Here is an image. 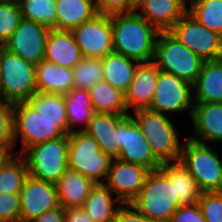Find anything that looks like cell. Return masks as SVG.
Returning <instances> with one entry per match:
<instances>
[{"instance_id": "6da1fadb", "label": "cell", "mask_w": 222, "mask_h": 222, "mask_svg": "<svg viewBox=\"0 0 222 222\" xmlns=\"http://www.w3.org/2000/svg\"><path fill=\"white\" fill-rule=\"evenodd\" d=\"M113 51L138 62L153 61L159 30L136 11L111 15Z\"/></svg>"}, {"instance_id": "7a4b0ae2", "label": "cell", "mask_w": 222, "mask_h": 222, "mask_svg": "<svg viewBox=\"0 0 222 222\" xmlns=\"http://www.w3.org/2000/svg\"><path fill=\"white\" fill-rule=\"evenodd\" d=\"M129 204L152 222H170L181 206L175 196L174 182L160 169L150 171L141 191Z\"/></svg>"}, {"instance_id": "3957f363", "label": "cell", "mask_w": 222, "mask_h": 222, "mask_svg": "<svg viewBox=\"0 0 222 222\" xmlns=\"http://www.w3.org/2000/svg\"><path fill=\"white\" fill-rule=\"evenodd\" d=\"M132 113L133 116H130L146 137L153 155L161 163L180 159L182 145L178 137L179 132L166 114L150 109H138Z\"/></svg>"}, {"instance_id": "277c9868", "label": "cell", "mask_w": 222, "mask_h": 222, "mask_svg": "<svg viewBox=\"0 0 222 222\" xmlns=\"http://www.w3.org/2000/svg\"><path fill=\"white\" fill-rule=\"evenodd\" d=\"M179 160L202 193L222 192V161L212 146L187 137Z\"/></svg>"}, {"instance_id": "5b68a950", "label": "cell", "mask_w": 222, "mask_h": 222, "mask_svg": "<svg viewBox=\"0 0 222 222\" xmlns=\"http://www.w3.org/2000/svg\"><path fill=\"white\" fill-rule=\"evenodd\" d=\"M153 62L159 70L173 74L193 85L204 60L184 46L169 31H160Z\"/></svg>"}, {"instance_id": "8992f818", "label": "cell", "mask_w": 222, "mask_h": 222, "mask_svg": "<svg viewBox=\"0 0 222 222\" xmlns=\"http://www.w3.org/2000/svg\"><path fill=\"white\" fill-rule=\"evenodd\" d=\"M36 65L0 47L1 99L10 103L26 102L36 87Z\"/></svg>"}, {"instance_id": "52a82bcc", "label": "cell", "mask_w": 222, "mask_h": 222, "mask_svg": "<svg viewBox=\"0 0 222 222\" xmlns=\"http://www.w3.org/2000/svg\"><path fill=\"white\" fill-rule=\"evenodd\" d=\"M68 149V134L28 147L21 155L29 176L55 184L68 168Z\"/></svg>"}, {"instance_id": "ba28073f", "label": "cell", "mask_w": 222, "mask_h": 222, "mask_svg": "<svg viewBox=\"0 0 222 222\" xmlns=\"http://www.w3.org/2000/svg\"><path fill=\"white\" fill-rule=\"evenodd\" d=\"M68 168L92 179L95 183H104L113 159L102 152L97 141L85 131L68 133Z\"/></svg>"}, {"instance_id": "9c48e42d", "label": "cell", "mask_w": 222, "mask_h": 222, "mask_svg": "<svg viewBox=\"0 0 222 222\" xmlns=\"http://www.w3.org/2000/svg\"><path fill=\"white\" fill-rule=\"evenodd\" d=\"M14 141L21 137V155L28 147L56 139L65 133L59 128V120H48L35 111L27 102L15 103Z\"/></svg>"}, {"instance_id": "30bf717a", "label": "cell", "mask_w": 222, "mask_h": 222, "mask_svg": "<svg viewBox=\"0 0 222 222\" xmlns=\"http://www.w3.org/2000/svg\"><path fill=\"white\" fill-rule=\"evenodd\" d=\"M169 32L204 61L222 58V36L203 26L188 12Z\"/></svg>"}, {"instance_id": "8fae6325", "label": "cell", "mask_w": 222, "mask_h": 222, "mask_svg": "<svg viewBox=\"0 0 222 222\" xmlns=\"http://www.w3.org/2000/svg\"><path fill=\"white\" fill-rule=\"evenodd\" d=\"M193 107V85L173 74L159 70L155 92L148 109L161 114L189 109L191 118Z\"/></svg>"}, {"instance_id": "7c38bea8", "label": "cell", "mask_w": 222, "mask_h": 222, "mask_svg": "<svg viewBox=\"0 0 222 222\" xmlns=\"http://www.w3.org/2000/svg\"><path fill=\"white\" fill-rule=\"evenodd\" d=\"M71 31L83 57L102 59L114 52L111 15L99 13Z\"/></svg>"}, {"instance_id": "4fadbf2b", "label": "cell", "mask_w": 222, "mask_h": 222, "mask_svg": "<svg viewBox=\"0 0 222 222\" xmlns=\"http://www.w3.org/2000/svg\"><path fill=\"white\" fill-rule=\"evenodd\" d=\"M118 142V159L122 161L142 165L150 171L159 169L162 164L153 155L146 137L130 115L118 124Z\"/></svg>"}, {"instance_id": "5bb4252c", "label": "cell", "mask_w": 222, "mask_h": 222, "mask_svg": "<svg viewBox=\"0 0 222 222\" xmlns=\"http://www.w3.org/2000/svg\"><path fill=\"white\" fill-rule=\"evenodd\" d=\"M50 30L40 23L22 18L3 47L25 61L37 65L44 60Z\"/></svg>"}, {"instance_id": "9a60e30c", "label": "cell", "mask_w": 222, "mask_h": 222, "mask_svg": "<svg viewBox=\"0 0 222 222\" xmlns=\"http://www.w3.org/2000/svg\"><path fill=\"white\" fill-rule=\"evenodd\" d=\"M20 222H32L43 212L60 207L56 185L28 176L20 191Z\"/></svg>"}, {"instance_id": "2e32d148", "label": "cell", "mask_w": 222, "mask_h": 222, "mask_svg": "<svg viewBox=\"0 0 222 222\" xmlns=\"http://www.w3.org/2000/svg\"><path fill=\"white\" fill-rule=\"evenodd\" d=\"M150 170L142 165L113 159L104 184L122 204H129L141 191Z\"/></svg>"}, {"instance_id": "e0dca14e", "label": "cell", "mask_w": 222, "mask_h": 222, "mask_svg": "<svg viewBox=\"0 0 222 222\" xmlns=\"http://www.w3.org/2000/svg\"><path fill=\"white\" fill-rule=\"evenodd\" d=\"M159 68L153 61L140 62L135 70L132 83L125 92L127 110L148 109L152 102Z\"/></svg>"}, {"instance_id": "ac0fdd59", "label": "cell", "mask_w": 222, "mask_h": 222, "mask_svg": "<svg viewBox=\"0 0 222 222\" xmlns=\"http://www.w3.org/2000/svg\"><path fill=\"white\" fill-rule=\"evenodd\" d=\"M187 10L186 0H143L135 9L159 31H169L187 13Z\"/></svg>"}, {"instance_id": "d6986e66", "label": "cell", "mask_w": 222, "mask_h": 222, "mask_svg": "<svg viewBox=\"0 0 222 222\" xmlns=\"http://www.w3.org/2000/svg\"><path fill=\"white\" fill-rule=\"evenodd\" d=\"M190 120L196 134L190 139L205 144L222 142V103H194Z\"/></svg>"}, {"instance_id": "ffe728a7", "label": "cell", "mask_w": 222, "mask_h": 222, "mask_svg": "<svg viewBox=\"0 0 222 222\" xmlns=\"http://www.w3.org/2000/svg\"><path fill=\"white\" fill-rule=\"evenodd\" d=\"M128 115L94 113L84 131L98 143L100 150L112 159L119 156L118 124Z\"/></svg>"}, {"instance_id": "44dd1931", "label": "cell", "mask_w": 222, "mask_h": 222, "mask_svg": "<svg viewBox=\"0 0 222 222\" xmlns=\"http://www.w3.org/2000/svg\"><path fill=\"white\" fill-rule=\"evenodd\" d=\"M82 57L71 30H50L44 60L73 69Z\"/></svg>"}, {"instance_id": "7402d4cb", "label": "cell", "mask_w": 222, "mask_h": 222, "mask_svg": "<svg viewBox=\"0 0 222 222\" xmlns=\"http://www.w3.org/2000/svg\"><path fill=\"white\" fill-rule=\"evenodd\" d=\"M193 92L194 103H222V58L203 62Z\"/></svg>"}, {"instance_id": "603a6c76", "label": "cell", "mask_w": 222, "mask_h": 222, "mask_svg": "<svg viewBox=\"0 0 222 222\" xmlns=\"http://www.w3.org/2000/svg\"><path fill=\"white\" fill-rule=\"evenodd\" d=\"M37 92L65 95L74 88L73 69L43 60L35 67Z\"/></svg>"}, {"instance_id": "cb8c5ba5", "label": "cell", "mask_w": 222, "mask_h": 222, "mask_svg": "<svg viewBox=\"0 0 222 222\" xmlns=\"http://www.w3.org/2000/svg\"><path fill=\"white\" fill-rule=\"evenodd\" d=\"M62 208L83 207L95 182L75 170L67 168L55 183Z\"/></svg>"}, {"instance_id": "d4e9b609", "label": "cell", "mask_w": 222, "mask_h": 222, "mask_svg": "<svg viewBox=\"0 0 222 222\" xmlns=\"http://www.w3.org/2000/svg\"><path fill=\"white\" fill-rule=\"evenodd\" d=\"M97 14L95 0H56V30H72Z\"/></svg>"}, {"instance_id": "484cf974", "label": "cell", "mask_w": 222, "mask_h": 222, "mask_svg": "<svg viewBox=\"0 0 222 222\" xmlns=\"http://www.w3.org/2000/svg\"><path fill=\"white\" fill-rule=\"evenodd\" d=\"M159 169L174 182L175 196L180 205L199 203L202 192L180 160L162 163Z\"/></svg>"}, {"instance_id": "4316f807", "label": "cell", "mask_w": 222, "mask_h": 222, "mask_svg": "<svg viewBox=\"0 0 222 222\" xmlns=\"http://www.w3.org/2000/svg\"><path fill=\"white\" fill-rule=\"evenodd\" d=\"M104 183H95L84 202L83 209L94 222H112L122 205ZM119 204L114 208V204Z\"/></svg>"}, {"instance_id": "83f0119b", "label": "cell", "mask_w": 222, "mask_h": 222, "mask_svg": "<svg viewBox=\"0 0 222 222\" xmlns=\"http://www.w3.org/2000/svg\"><path fill=\"white\" fill-rule=\"evenodd\" d=\"M102 63L103 80L125 93L133 81L135 70L140 62L112 52L102 58Z\"/></svg>"}, {"instance_id": "f1b7e54d", "label": "cell", "mask_w": 222, "mask_h": 222, "mask_svg": "<svg viewBox=\"0 0 222 222\" xmlns=\"http://www.w3.org/2000/svg\"><path fill=\"white\" fill-rule=\"evenodd\" d=\"M64 96L68 133L74 131H84V129L88 126L92 115L95 113L92 107L89 92L83 89L72 88Z\"/></svg>"}, {"instance_id": "f546056e", "label": "cell", "mask_w": 222, "mask_h": 222, "mask_svg": "<svg viewBox=\"0 0 222 222\" xmlns=\"http://www.w3.org/2000/svg\"><path fill=\"white\" fill-rule=\"evenodd\" d=\"M88 92L95 113L131 114L127 112L125 93L113 87L105 80L93 85Z\"/></svg>"}, {"instance_id": "4dcf8cb0", "label": "cell", "mask_w": 222, "mask_h": 222, "mask_svg": "<svg viewBox=\"0 0 222 222\" xmlns=\"http://www.w3.org/2000/svg\"><path fill=\"white\" fill-rule=\"evenodd\" d=\"M26 102L42 117L48 120H59V128L68 134L64 95L36 92Z\"/></svg>"}, {"instance_id": "1f68e13d", "label": "cell", "mask_w": 222, "mask_h": 222, "mask_svg": "<svg viewBox=\"0 0 222 222\" xmlns=\"http://www.w3.org/2000/svg\"><path fill=\"white\" fill-rule=\"evenodd\" d=\"M28 176L25 159L15 153L0 170V193L20 194Z\"/></svg>"}, {"instance_id": "d6a6232c", "label": "cell", "mask_w": 222, "mask_h": 222, "mask_svg": "<svg viewBox=\"0 0 222 222\" xmlns=\"http://www.w3.org/2000/svg\"><path fill=\"white\" fill-rule=\"evenodd\" d=\"M187 12L203 26L222 36V0H191Z\"/></svg>"}, {"instance_id": "836d02e7", "label": "cell", "mask_w": 222, "mask_h": 222, "mask_svg": "<svg viewBox=\"0 0 222 222\" xmlns=\"http://www.w3.org/2000/svg\"><path fill=\"white\" fill-rule=\"evenodd\" d=\"M22 18L56 29V0H17Z\"/></svg>"}, {"instance_id": "e575fe53", "label": "cell", "mask_w": 222, "mask_h": 222, "mask_svg": "<svg viewBox=\"0 0 222 222\" xmlns=\"http://www.w3.org/2000/svg\"><path fill=\"white\" fill-rule=\"evenodd\" d=\"M74 88L89 90L104 79L101 58L82 57L73 68Z\"/></svg>"}, {"instance_id": "d590c367", "label": "cell", "mask_w": 222, "mask_h": 222, "mask_svg": "<svg viewBox=\"0 0 222 222\" xmlns=\"http://www.w3.org/2000/svg\"><path fill=\"white\" fill-rule=\"evenodd\" d=\"M22 19L17 0L0 1V47L14 33Z\"/></svg>"}, {"instance_id": "8d00e7d4", "label": "cell", "mask_w": 222, "mask_h": 222, "mask_svg": "<svg viewBox=\"0 0 222 222\" xmlns=\"http://www.w3.org/2000/svg\"><path fill=\"white\" fill-rule=\"evenodd\" d=\"M14 104L0 98V148L12 150L14 141Z\"/></svg>"}, {"instance_id": "74e56055", "label": "cell", "mask_w": 222, "mask_h": 222, "mask_svg": "<svg viewBox=\"0 0 222 222\" xmlns=\"http://www.w3.org/2000/svg\"><path fill=\"white\" fill-rule=\"evenodd\" d=\"M198 205L206 222H222V192L201 193Z\"/></svg>"}, {"instance_id": "f35d334b", "label": "cell", "mask_w": 222, "mask_h": 222, "mask_svg": "<svg viewBox=\"0 0 222 222\" xmlns=\"http://www.w3.org/2000/svg\"><path fill=\"white\" fill-rule=\"evenodd\" d=\"M20 195L0 193V222H20Z\"/></svg>"}, {"instance_id": "ab89813d", "label": "cell", "mask_w": 222, "mask_h": 222, "mask_svg": "<svg viewBox=\"0 0 222 222\" xmlns=\"http://www.w3.org/2000/svg\"><path fill=\"white\" fill-rule=\"evenodd\" d=\"M99 13L112 15L117 13H129L135 11L130 0H95Z\"/></svg>"}, {"instance_id": "60d3db41", "label": "cell", "mask_w": 222, "mask_h": 222, "mask_svg": "<svg viewBox=\"0 0 222 222\" xmlns=\"http://www.w3.org/2000/svg\"><path fill=\"white\" fill-rule=\"evenodd\" d=\"M170 222H206L198 204L181 205Z\"/></svg>"}, {"instance_id": "b9f144b4", "label": "cell", "mask_w": 222, "mask_h": 222, "mask_svg": "<svg viewBox=\"0 0 222 222\" xmlns=\"http://www.w3.org/2000/svg\"><path fill=\"white\" fill-rule=\"evenodd\" d=\"M112 222H152L130 204H122Z\"/></svg>"}, {"instance_id": "7bdbcfd3", "label": "cell", "mask_w": 222, "mask_h": 222, "mask_svg": "<svg viewBox=\"0 0 222 222\" xmlns=\"http://www.w3.org/2000/svg\"><path fill=\"white\" fill-rule=\"evenodd\" d=\"M64 222H94L82 207L63 208Z\"/></svg>"}, {"instance_id": "ee69618b", "label": "cell", "mask_w": 222, "mask_h": 222, "mask_svg": "<svg viewBox=\"0 0 222 222\" xmlns=\"http://www.w3.org/2000/svg\"><path fill=\"white\" fill-rule=\"evenodd\" d=\"M32 222H64L63 208L60 206L53 210L45 211Z\"/></svg>"}, {"instance_id": "f6af8a7d", "label": "cell", "mask_w": 222, "mask_h": 222, "mask_svg": "<svg viewBox=\"0 0 222 222\" xmlns=\"http://www.w3.org/2000/svg\"><path fill=\"white\" fill-rule=\"evenodd\" d=\"M13 155L10 150L0 148V170Z\"/></svg>"}, {"instance_id": "bcb514c9", "label": "cell", "mask_w": 222, "mask_h": 222, "mask_svg": "<svg viewBox=\"0 0 222 222\" xmlns=\"http://www.w3.org/2000/svg\"><path fill=\"white\" fill-rule=\"evenodd\" d=\"M131 4L136 8L143 0H130Z\"/></svg>"}]
</instances>
